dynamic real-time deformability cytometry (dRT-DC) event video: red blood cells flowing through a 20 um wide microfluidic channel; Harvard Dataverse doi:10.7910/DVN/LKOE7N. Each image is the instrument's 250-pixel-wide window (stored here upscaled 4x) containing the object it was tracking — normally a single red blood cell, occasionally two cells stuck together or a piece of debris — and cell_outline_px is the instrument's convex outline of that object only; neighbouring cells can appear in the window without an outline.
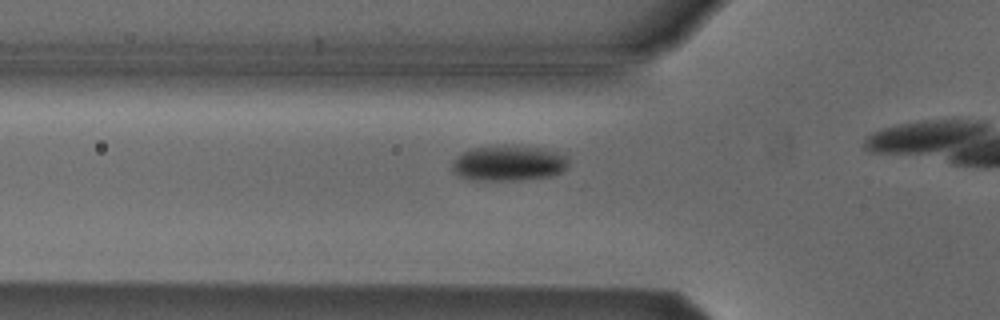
{"species": "Egyptian fruit bat (a non-hibernating species)", "species_latin": "Rousettus aegyptiacus", "temperature_condition": "cold", "stored_images_in_passage": 18, "camera_frame_rate_fps": 3000, "um_per_image_px": 0.085, "animal": {"sex": "male"}, "frame": {"image": 1, "passage_image": 13, "time_ms": 4.0, "image_size_px": [1000, 320], "cell_outline_px": [[568, 168], [560, 172], [548, 176], [508, 180], [484, 180], [460, 176], [452, 172], [452, 160], [456, 156], [468, 148], [504, 144], [516, 144], [540, 148], [556, 152], [568, 156]], "centroid_in_image_um": [43.2, 13.82], "position_along_channel_um": 82.6, "area_um2": 24.28}}
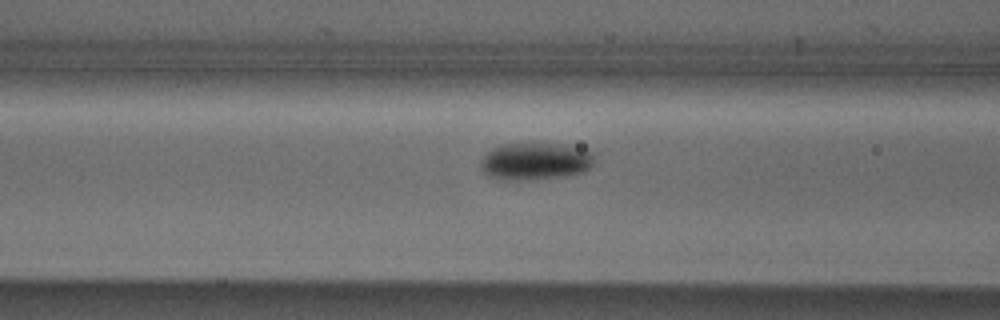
{"frame": {"image": 2, "passage_image": 16, "time_ms": 5.0, "image_size_px": [1000, 320], "cell_outline_px": [[596, 152], [592, 164], [584, 172], [568, 176], [520, 180], [504, 180], [488, 176], [480, 168], [480, 160], [492, 148], [500, 144], [532, 140], [568, 144], [588, 148]], "centroid_in_image_um": [45.55, 13.64], "position_along_channel_um": 121.1, "area_um2": 26.13}}